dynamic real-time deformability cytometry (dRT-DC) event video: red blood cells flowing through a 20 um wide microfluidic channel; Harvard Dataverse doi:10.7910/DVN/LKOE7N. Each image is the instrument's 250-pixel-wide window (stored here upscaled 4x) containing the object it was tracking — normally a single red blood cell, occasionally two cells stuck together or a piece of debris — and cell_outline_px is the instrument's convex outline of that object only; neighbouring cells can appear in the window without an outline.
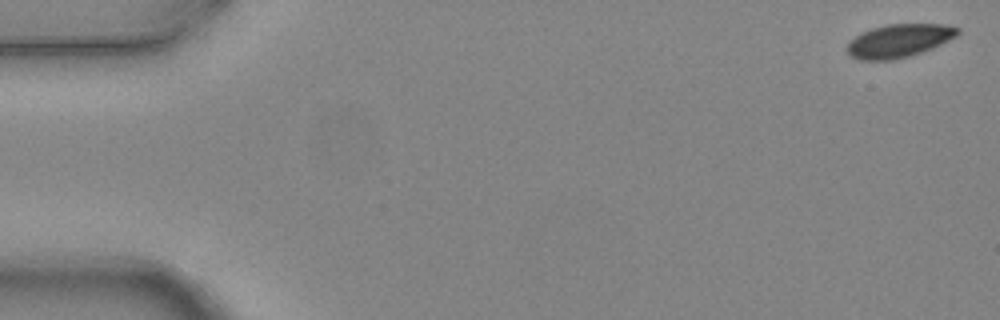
{"species": "common noctule bat (a hibernating species)", "species_latin": "Nyctalus noctula", "temperature_condition": "warm", "stored_images_in_passage": 6, "segment_of_instrument_passage": [1, 2], "camera_frame_rate_fps": 3000, "um_per_image_px": 0.085, "animal": {"sex": "female", "body_mass_g": 24.6, "forearm_length_mm": 56.2}, "frame": {"image": 1, "passage_image": 1, "time_ms": 0.0, "image_size_px": [1000, 320], "cell_outline_px": [[960, 32], [956, 36], [932, 48], [908, 56], [892, 60], [860, 60], [848, 56], [844, 48], [860, 32], [872, 28], [888, 24], [940, 24], [960, 28]], "centroid_in_image_um": [76.36, 3.47], "position_along_channel_um": 8.6, "area_um2": 21.39}}